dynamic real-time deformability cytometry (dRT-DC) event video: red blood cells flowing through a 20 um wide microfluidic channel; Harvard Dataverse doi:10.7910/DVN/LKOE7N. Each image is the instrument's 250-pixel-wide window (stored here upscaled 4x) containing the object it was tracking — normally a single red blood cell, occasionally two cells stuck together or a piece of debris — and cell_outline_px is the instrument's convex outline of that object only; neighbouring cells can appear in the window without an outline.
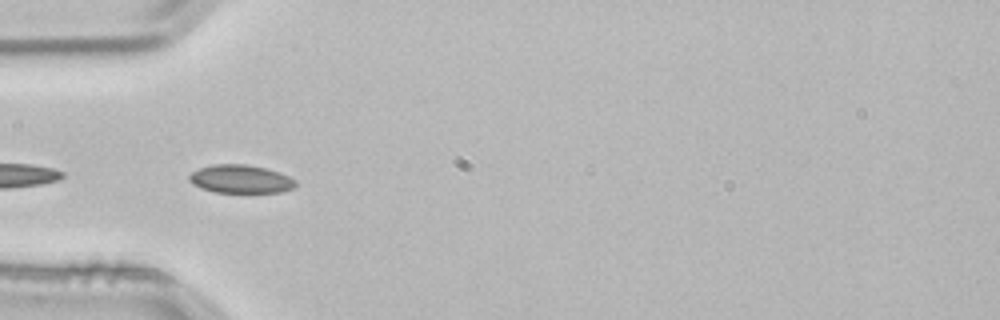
{"species": "common noctule bat (a hibernating species)", "species_latin": "Nyctalus noctula", "temperature_condition": "room temperature", "stored_images_in_passage": 4, "segment_of_instrument_passage": [2, 2], "camera_frame_rate_fps": 3000, "um_per_image_px": 0.085, "animal": {"sex": "male", "body_mass_g": 21.5, "forearm_length_mm": 52.0}, "frame": {"image": 1, "passage_image": 3, "time_ms": 0.667, "image_size_px": [1000, 320], "cell_outline_px": [[296, 188], [280, 192], [216, 192], [200, 188], [192, 184], [188, 180], [188, 176], [192, 172], [200, 168], [212, 164], [248, 164], [264, 168], [288, 176], [296, 180]], "centroid_in_image_um": [20.43, 15.22], "position_along_channel_um": 64.6, "area_um2": 17.51}}